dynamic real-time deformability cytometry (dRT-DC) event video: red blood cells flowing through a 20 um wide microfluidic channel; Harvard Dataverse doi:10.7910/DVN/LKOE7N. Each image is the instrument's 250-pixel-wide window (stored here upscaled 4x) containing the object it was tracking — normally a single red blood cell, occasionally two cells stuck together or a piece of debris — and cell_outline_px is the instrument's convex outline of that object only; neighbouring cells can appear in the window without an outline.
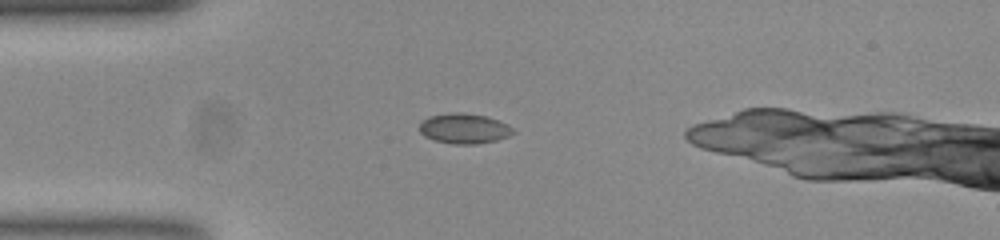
{"species": "common noctule bat (a hibernating species)", "species_latin": "Nyctalus noctula", "temperature_condition": "room temperature", "stored_images_in_passage": 34, "camera_frame_rate_fps": 3000, "um_per_image_px": 0.085, "animal": {"sex": "female", "body_mass_g": 23.0, "forearm_length_mm": 53.4}, "frame": {"image": 1, "passage_image": 1, "time_ms": 0.0, "image_size_px": [1000, 240], "cell_outline_px": [[516, 132], [508, 136], [496, 140], [476, 144], [452, 144], [436, 140], [424, 136], [420, 132], [420, 120], [428, 116], [452, 112], [464, 112], [488, 116], [500, 120], [508, 124]], "centroid_in_image_um": [39.46, 10.9], "position_along_channel_um": 45.5, "area_um2": 16.7}}
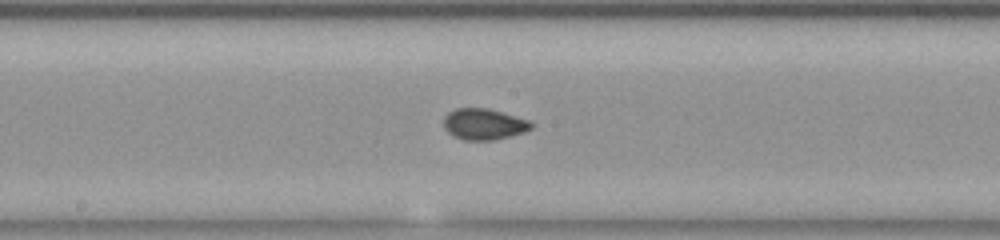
{"frame": {"image": 2, "passage_image": 15, "time_ms": 4.667, "image_size_px": [1000, 240], "cell_outline_px": [[532, 128], [524, 132], [492, 140], [464, 140], [448, 132], [444, 128], [444, 116], [448, 112], [456, 108], [488, 108], [528, 120], [532, 124]], "centroid_in_image_um": [41.1, 10.54], "position_along_channel_um": 207.1, "area_um2": 15.66}}
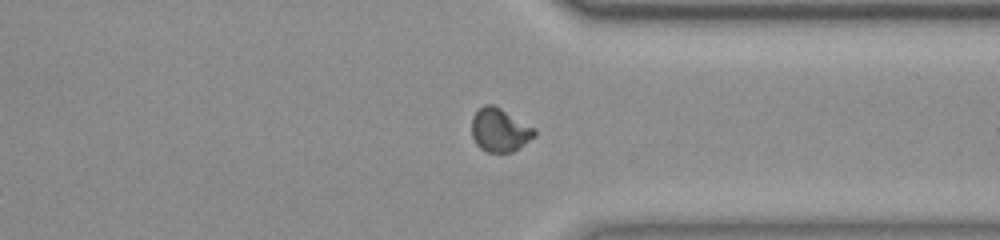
{"frame": {"image": 3, "passage_image": 28, "time_ms": 9.0, "image_size_px": [1000, 240], "cell_outline_px": [[536, 136], [512, 152], [488, 152], [480, 148], [476, 144], [472, 136], [472, 116], [484, 104], [492, 104], [500, 108], [536, 128]], "centroid_in_image_um": [42.48, 11.05], "position_along_channel_um": 368.9, "area_um2": 15.9}}